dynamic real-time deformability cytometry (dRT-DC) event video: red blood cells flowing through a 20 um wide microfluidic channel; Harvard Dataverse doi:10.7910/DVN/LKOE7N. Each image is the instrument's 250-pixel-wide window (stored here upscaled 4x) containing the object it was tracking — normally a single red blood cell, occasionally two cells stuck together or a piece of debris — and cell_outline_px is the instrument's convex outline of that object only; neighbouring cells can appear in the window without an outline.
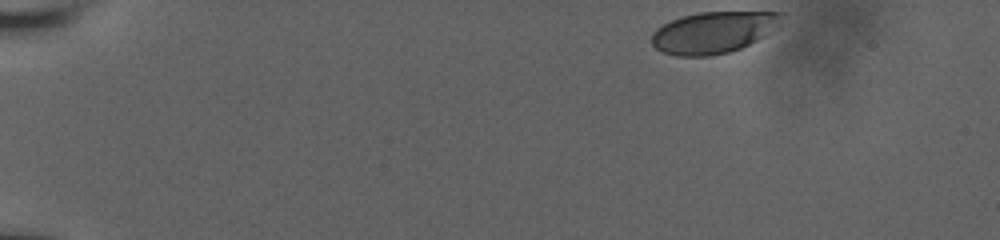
{"species": "human", "species_latin": "Homo sapiens", "temperature_condition": "room temperature", "stored_images_in_passage": 32, "camera_frame_rate_fps": 3000, "um_per_image_px": 0.085, "donor": {"sex": "male"}, "frame": {"image": 1, "passage_image": 1, "time_ms": 0.0, "image_size_px": [1000, 240], "cell_outline_px": [[784, 16], [780, 24], [756, 40], [740, 48], [728, 52], [708, 56], [676, 56], [660, 52], [652, 44], [652, 32], [656, 28], [680, 16], [700, 12], [784, 12]], "centroid_in_image_um": [60.6, 2.75], "position_along_channel_um": 24.4, "area_um2": 31.33}}
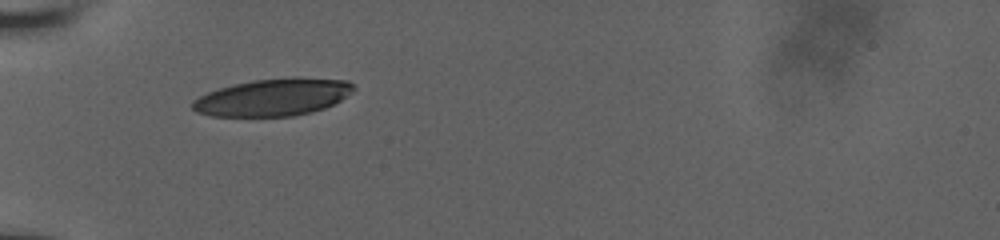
{"frame": {"image": 2, "passage_image": 31, "time_ms": 4.0, "image_size_px": [1000, 240], "cell_outline_px": [[356, 88], [352, 92], [340, 100], [324, 108], [312, 112], [292, 116], [212, 116], [196, 112], [192, 108], [192, 100], [208, 92], [232, 84], [252, 80], [296, 76], [348, 80]], "centroid_in_image_um": [23.22, 8.25], "position_along_channel_um": 61.8, "area_um2": 35.2}}